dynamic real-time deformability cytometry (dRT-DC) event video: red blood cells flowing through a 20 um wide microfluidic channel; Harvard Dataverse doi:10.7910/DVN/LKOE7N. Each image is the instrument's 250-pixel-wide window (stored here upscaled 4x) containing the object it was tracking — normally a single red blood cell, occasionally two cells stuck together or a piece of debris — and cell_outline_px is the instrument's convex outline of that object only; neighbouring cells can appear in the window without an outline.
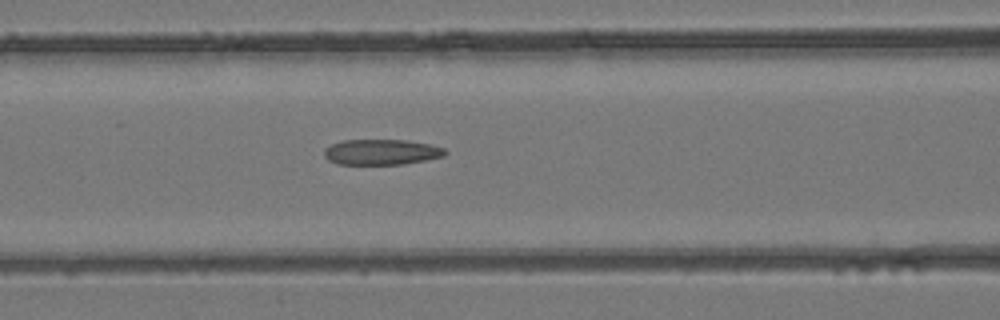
{"species": "common noctule bat (a hibernating species)", "species_latin": "Nyctalus noctula", "temperature_condition": "room temperature", "stored_images_in_passage": 7, "camera_frame_rate_fps": 3000, "um_per_image_px": 0.085, "animal": {"sex": "female", "body_mass_g": 24.6, "forearm_length_mm": 56.2}, "frame": {"image": 1, "passage_image": 7, "time_ms": 2.0, "image_size_px": [1000, 320], "cell_outline_px": [[448, 152], [444, 156], [404, 164], [336, 164], [328, 160], [324, 156], [324, 148], [332, 144], [344, 140], [404, 140], [432, 144], [444, 148]], "centroid_in_image_um": [32.42, 12.92], "position_along_channel_um": 134.2, "area_um2": 18.03}}